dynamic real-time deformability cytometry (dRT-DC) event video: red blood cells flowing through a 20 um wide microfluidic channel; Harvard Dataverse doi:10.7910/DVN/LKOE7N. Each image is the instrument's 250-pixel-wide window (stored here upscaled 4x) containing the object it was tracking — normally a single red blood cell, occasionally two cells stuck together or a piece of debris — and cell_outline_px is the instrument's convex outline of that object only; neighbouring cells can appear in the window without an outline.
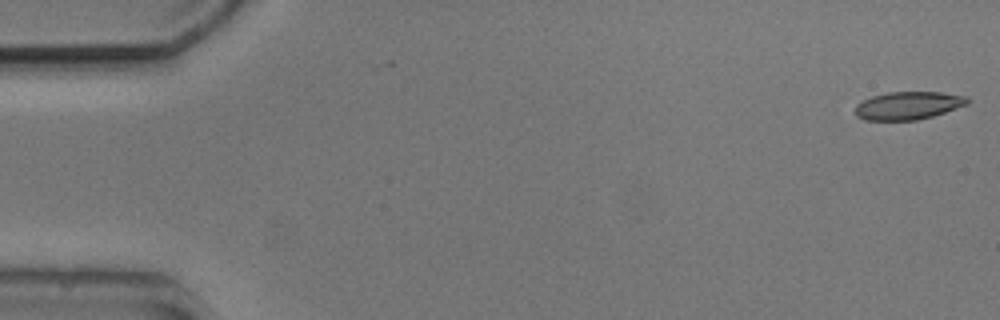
{"species": "common noctule bat (a hibernating species)", "species_latin": "Nyctalus noctula", "temperature_condition": "cold", "stored_images_in_passage": 5, "camera_frame_rate_fps": 3000, "um_per_image_px": 0.085, "animal": {"sex": "male", "body_mass_g": 20.5, "forearm_length_mm": 52.5}, "frame": {"image": 1, "passage_image": 1, "time_ms": 0.0, "image_size_px": [1000, 320], "cell_outline_px": [[968, 104], [932, 116], [916, 120], [864, 120], [856, 116], [856, 104], [872, 96], [888, 92], [940, 92], [968, 96]], "centroid_in_image_um": [77.19, 8.97], "position_along_channel_um": 7.8, "area_um2": 18.15}}
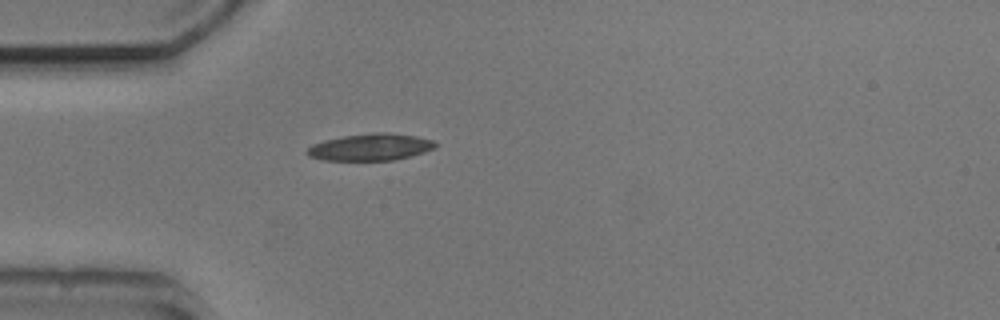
{"frame": {"image": 2, "passage_image": 5, "time_ms": 4.667, "image_size_px": [1000, 320], "cell_outline_px": [[436, 144], [432, 148], [424, 152], [392, 160], [324, 160], [308, 156], [304, 152], [312, 144], [324, 140], [344, 136], [376, 132], [388, 132], [416, 136], [432, 140]], "centroid_in_image_um": [31.43, 12.5], "position_along_channel_um": 53.6, "area_um2": 19.88}}